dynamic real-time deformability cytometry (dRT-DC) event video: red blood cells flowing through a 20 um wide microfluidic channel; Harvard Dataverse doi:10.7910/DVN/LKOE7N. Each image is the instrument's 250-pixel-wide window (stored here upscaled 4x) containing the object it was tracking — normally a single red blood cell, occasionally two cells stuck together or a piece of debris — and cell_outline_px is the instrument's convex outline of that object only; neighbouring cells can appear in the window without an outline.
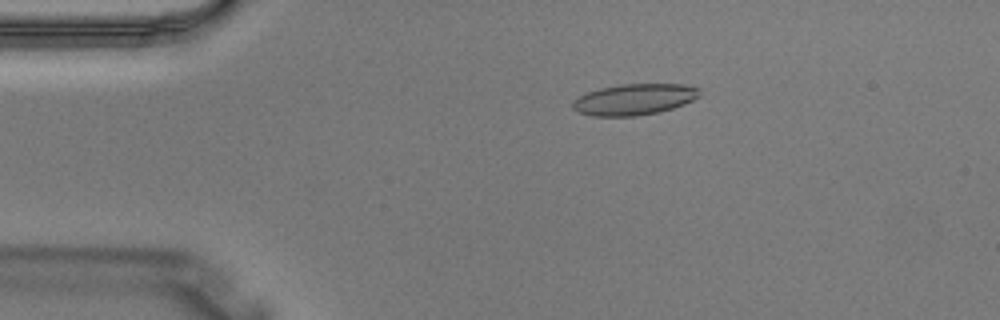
{"species": "Egyptian fruit bat (a non-hibernating species)", "species_latin": "Rousettus aegyptiacus", "temperature_condition": "warm", "stored_images_in_passage": 3, "camera_frame_rate_fps": 3000, "um_per_image_px": 0.085, "animal": {"sex": "male"}, "frame": {"image": 1, "passage_image": 2, "time_ms": 0.333, "image_size_px": [1000, 320], "cell_outline_px": [[700, 96], [684, 104], [660, 112], [636, 116], [592, 116], [580, 112], [572, 108], [572, 100], [588, 92], [600, 88], [620, 84], [684, 84], [700, 88]], "centroid_in_image_um": [53.92, 8.45], "position_along_channel_um": 31.1, "area_um2": 23.06}}